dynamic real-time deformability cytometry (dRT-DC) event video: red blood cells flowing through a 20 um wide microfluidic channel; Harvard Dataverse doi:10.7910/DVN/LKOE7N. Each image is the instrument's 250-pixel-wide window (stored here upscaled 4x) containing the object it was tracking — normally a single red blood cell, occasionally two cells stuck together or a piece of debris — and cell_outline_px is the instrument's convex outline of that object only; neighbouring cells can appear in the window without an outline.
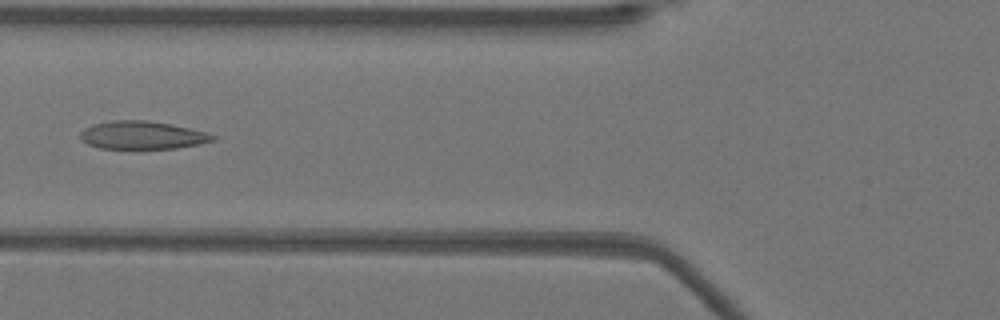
{"species": "Egyptian fruit bat (a non-hibernating species)", "species_latin": "Rousettus aegyptiacus", "temperature_condition": "warm", "stored_images_in_passage": 39, "camera_frame_rate_fps": 3000, "um_per_image_px": 0.085, "animal": {"sex": "female"}, "frame": {"image": 1, "passage_image": 8, "time_ms": 2.333, "image_size_px": [1000, 320], "cell_outline_px": [[216, 140], [200, 144], [176, 148], [140, 152], [136, 152], [100, 148], [88, 144], [80, 140], [80, 132], [84, 128], [96, 124], [112, 120], [148, 120], [172, 124], [204, 132], [216, 136]], "centroid_in_image_um": [12.07, 11.55], "position_along_channel_um": 113.7, "area_um2": 22.66}}
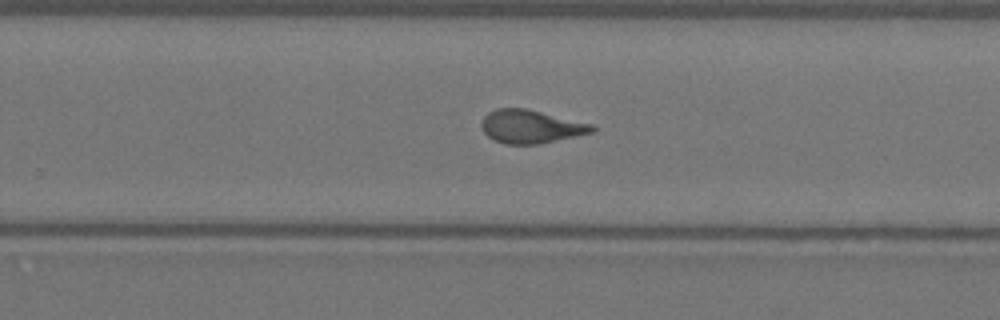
{"frame": {"image": 2, "passage_image": 21, "time_ms": 6.667, "image_size_px": [1000, 320], "cell_outline_px": [[596, 128], [592, 132], [540, 144], [504, 144], [488, 136], [484, 132], [480, 124], [484, 116], [488, 112], [496, 108], [528, 108], [592, 124]], "centroid_in_image_um": [45.1, 10.74], "position_along_channel_um": 284.7, "area_um2": 21.44}}
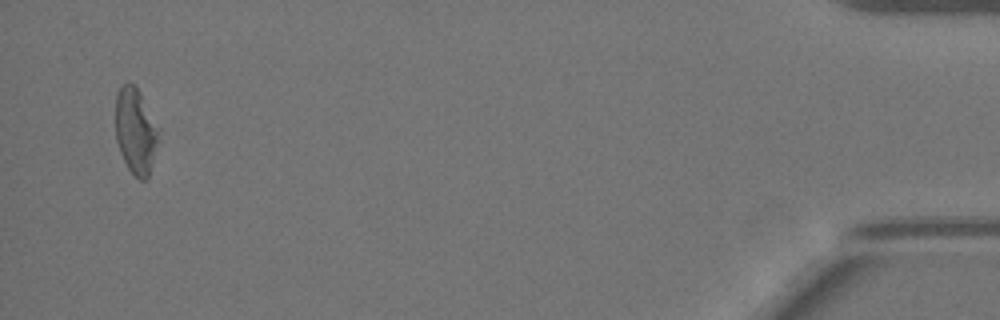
{"frame": {"image": 3, "passage_image": 38, "time_ms": 12.333, "image_size_px": [1000, 320], "cell_outline_px": [[156, 140], [152, 160], [148, 176], [144, 180], [140, 180], [128, 168], [120, 152], [116, 140], [116, 96], [120, 88], [128, 80], [140, 92], [156, 132]], "centroid_in_image_um": [11.44, 11.13], "position_along_channel_um": 423.8, "area_um2": 20.17}, "authors_computed_cell_mechanics": {"area_um2": 21.4438, "velocity_mm_per_s": 3.9626, "shape_relaxation_time_tau1_ms": null, "shape_relaxation_time_tau2_ms": 1.6643, "deformation_change_tau1": null, "deformation_change_tau2": 0.1053}}